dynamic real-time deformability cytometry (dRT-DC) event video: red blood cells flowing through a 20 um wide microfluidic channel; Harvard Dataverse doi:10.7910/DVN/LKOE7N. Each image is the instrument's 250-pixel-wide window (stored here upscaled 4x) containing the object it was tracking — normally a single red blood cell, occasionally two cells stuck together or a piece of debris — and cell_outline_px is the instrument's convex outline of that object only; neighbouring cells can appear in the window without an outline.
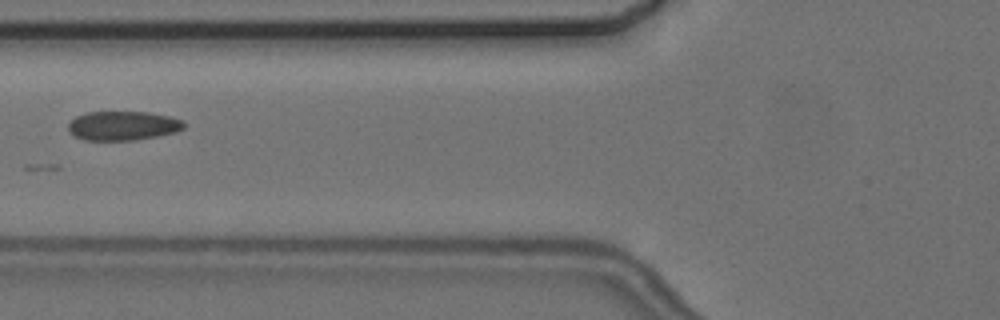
{"species": "common noctule bat (a hibernating species)", "species_latin": "Nyctalus noctula", "temperature_condition": "cold", "stored_images_in_passage": 8, "camera_frame_rate_fps": 3000, "um_per_image_px": 0.085, "animal": {"sex": "female", "body_mass_g": 24.6, "forearm_length_mm": 56.2}, "frame": {"image": 1, "passage_image": 6, "time_ms": 6.0, "image_size_px": [1000, 320], "cell_outline_px": [[184, 128], [176, 132], [156, 136], [132, 140], [84, 140], [72, 136], [68, 132], [68, 124], [76, 116], [88, 112], [148, 112], [168, 116], [184, 120]], "centroid_in_image_um": [10.41, 10.69], "position_along_channel_um": 115.4, "area_um2": 19.71}}
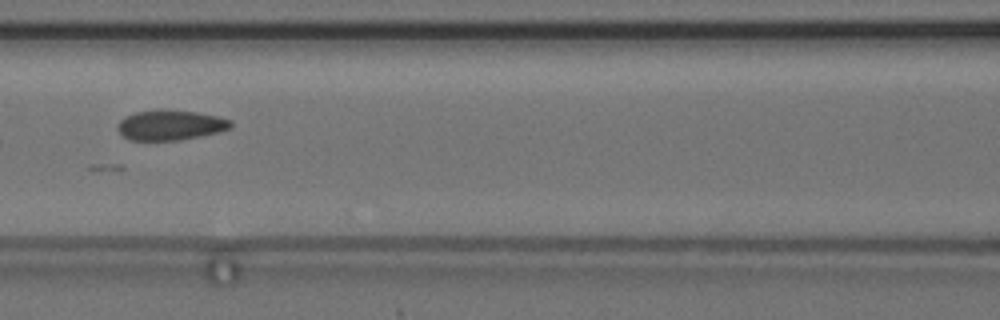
{"frame": {"image": 2, "passage_image": 7, "time_ms": 7.0, "image_size_px": [1000, 320], "cell_outline_px": [[232, 128], [220, 132], [180, 140], [128, 140], [116, 128], [120, 120], [124, 116], [136, 112], [164, 108], [196, 112], [220, 116], [232, 120]], "centroid_in_image_um": [14.51, 10.62], "position_along_channel_um": 152.1, "area_um2": 20.23}}